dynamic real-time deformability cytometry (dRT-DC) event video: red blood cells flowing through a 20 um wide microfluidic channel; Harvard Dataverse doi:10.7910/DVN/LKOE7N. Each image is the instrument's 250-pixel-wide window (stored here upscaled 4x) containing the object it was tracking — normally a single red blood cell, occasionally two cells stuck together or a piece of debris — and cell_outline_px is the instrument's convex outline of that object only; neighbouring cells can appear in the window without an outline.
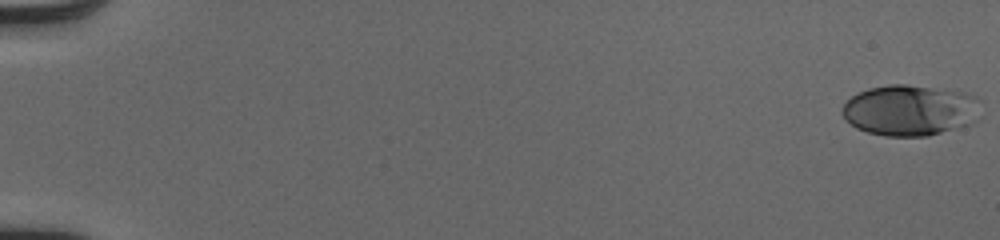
{"species": "human", "species_latin": "Homo sapiens", "temperature_condition": "cold", "stored_images_in_passage": 19, "camera_frame_rate_fps": 3000, "um_per_image_px": 0.085, "donor": {"sex": "male"}, "frame": {"image": 1, "passage_image": 1, "time_ms": 0.0, "image_size_px": [1000, 240], "cell_outline_px": [[984, 116], [972, 124], [928, 136], [884, 136], [868, 132], [856, 128], [844, 120], [840, 112], [840, 108], [856, 92], [868, 88], [888, 84], [904, 84], [956, 88], [976, 96], [980, 100]], "centroid_in_image_um": [77.44, 9.35], "position_along_channel_um": 7.6, "area_um2": 42.77}}
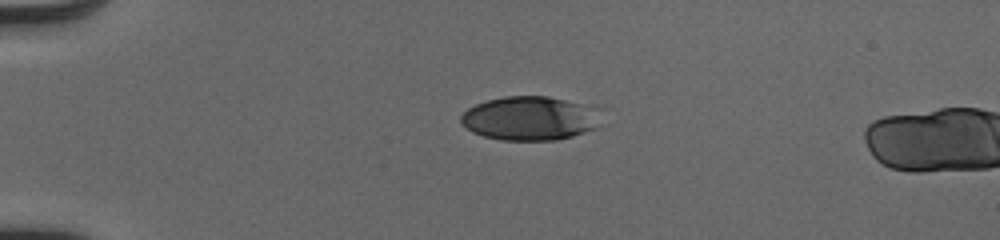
{"frame": {"image": 2, "passage_image": 14, "time_ms": 4.333, "image_size_px": [1000, 240], "cell_outline_px": [[596, 128], [572, 136], [556, 140], [500, 140], [484, 136], [472, 132], [460, 124], [460, 116], [468, 108], [476, 104], [488, 100], [504, 96], [548, 96], [580, 104], [584, 108]], "centroid_in_image_um": [44.79, 10.08], "position_along_channel_um": 40.2, "area_um2": 34.45}}